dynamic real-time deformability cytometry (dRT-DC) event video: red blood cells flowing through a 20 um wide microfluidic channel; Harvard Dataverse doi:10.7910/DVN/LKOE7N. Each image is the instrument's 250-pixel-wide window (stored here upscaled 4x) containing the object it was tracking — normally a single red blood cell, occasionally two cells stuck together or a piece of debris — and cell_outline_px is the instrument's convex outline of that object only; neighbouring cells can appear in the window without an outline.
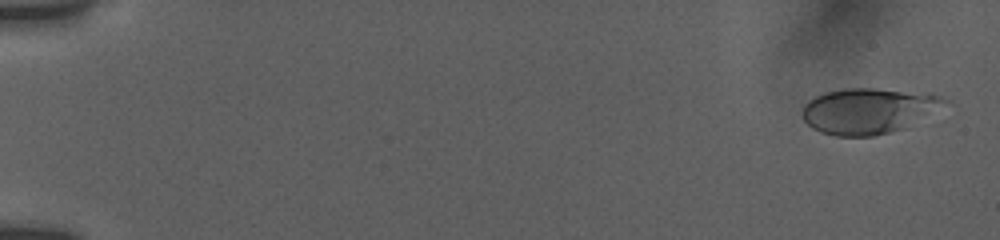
{"species": "human", "species_latin": "Homo sapiens", "temperature_condition": "room temperature", "stored_images_in_passage": 13, "camera_frame_rate_fps": 3000, "um_per_image_px": 0.085, "donor": {"sex": "female"}, "frame": {"image": 1, "passage_image": 1, "time_ms": 0.0, "image_size_px": [1000, 240], "cell_outline_px": [[936, 100], [908, 128], [872, 136], [836, 136], [820, 132], [812, 128], [804, 120], [804, 108], [816, 96], [828, 92], [852, 88], [872, 88], [936, 96]], "centroid_in_image_um": [73.54, 9.47], "position_along_channel_um": 11.5, "area_um2": 35.08}}
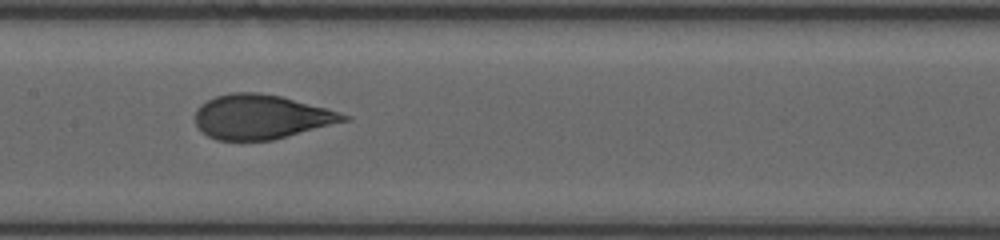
{"frame": {"image": 2, "passage_image": 11, "time_ms": 9.0, "image_size_px": [1000, 240], "cell_outline_px": [[352, 120], [272, 140], [216, 140], [208, 136], [196, 124], [196, 108], [200, 104], [216, 96], [232, 92], [260, 92], [280, 96], [324, 108], [352, 116]], "centroid_in_image_um": [22.21, 9.93], "position_along_channel_um": 185.2, "area_um2": 38.26}}
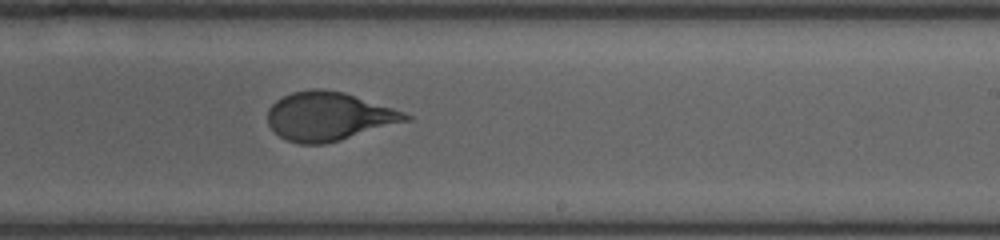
{"frame": {"image": 3, "passage_image": 13, "time_ms": 11.0, "image_size_px": [1000, 240], "cell_outline_px": [[412, 120], [340, 140], [324, 144], [300, 144], [288, 140], [280, 136], [268, 124], [268, 108], [276, 100], [292, 92], [312, 88], [320, 88], [344, 92], [404, 112], [412, 116]], "centroid_in_image_um": [27.95, 9.88], "position_along_channel_um": 261.1, "area_um2": 38.96}}